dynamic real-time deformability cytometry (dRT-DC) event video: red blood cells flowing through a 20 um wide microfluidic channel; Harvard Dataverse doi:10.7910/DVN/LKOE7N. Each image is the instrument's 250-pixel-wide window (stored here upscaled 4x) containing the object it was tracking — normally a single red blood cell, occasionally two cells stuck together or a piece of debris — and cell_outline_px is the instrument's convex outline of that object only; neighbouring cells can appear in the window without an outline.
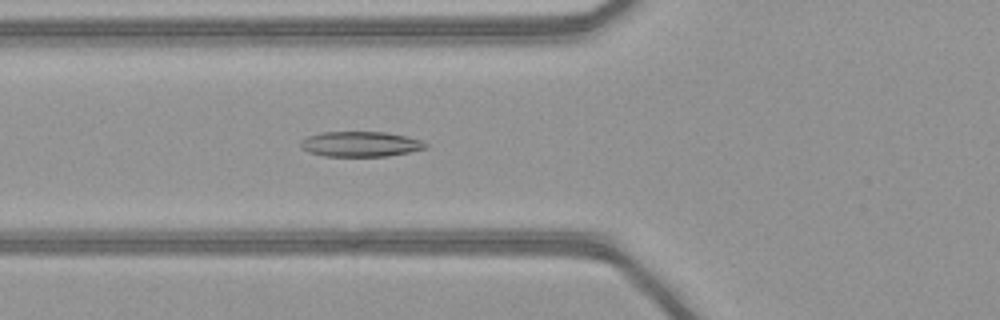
{"species": "common noctule bat (a hibernating species)", "species_latin": "Nyctalus noctula", "temperature_condition": "warm", "stored_images_in_passage": 39, "camera_frame_rate_fps": 3000, "um_per_image_px": 0.085, "animal": {"sex": "female", "body_mass_g": 21.9}, "frame": {"image": 1, "passage_image": 8, "time_ms": 2.333, "image_size_px": [1000, 320], "cell_outline_px": [[428, 148], [388, 156], [324, 156], [308, 152], [300, 148], [300, 140], [308, 136], [320, 132], [384, 132], [404, 136], [420, 140], [428, 144]], "centroid_in_image_um": [30.6, 12.25], "position_along_channel_um": 95.2, "area_um2": 18.38}}
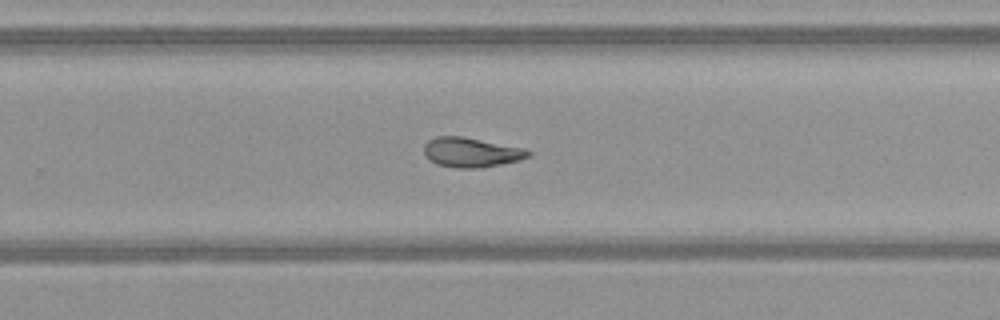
{"frame": {"image": 2, "passage_image": 22, "time_ms": 7.0, "image_size_px": [1000, 320], "cell_outline_px": [[532, 152], [528, 156], [520, 160], [480, 168], [456, 168], [436, 164], [424, 152], [424, 144], [428, 140], [436, 136], [460, 136], [524, 148]], "centroid_in_image_um": [40.04, 12.95], "position_along_channel_um": 289.8, "area_um2": 17.8}}
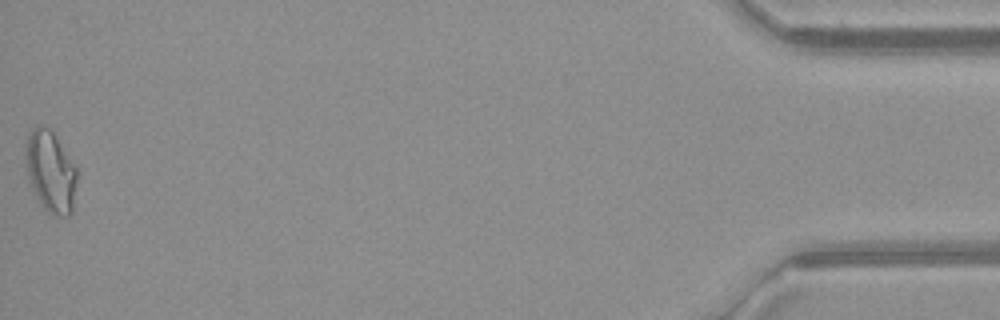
{"frame": {"image": 3, "passage_image": 39, "time_ms": 12.667, "image_size_px": [1000, 320], "cell_outline_px": [[80, 172], [72, 212], [68, 216], [52, 216], [44, 208], [36, 196], [28, 172], [24, 156], [28, 132], [36, 124], [40, 124], [52, 128]], "centroid_in_image_um": [4.35, 14.53], "position_along_channel_um": 430.9, "area_um2": 25.14}, "authors_computed_cell_mechanics": {"area_um2": 18.5538, "velocity_mm_per_s": 4.1544, "shape_relaxation_time_tau1_ms": null, "shape_relaxation_time_tau2_ms": 3.4944, "deformation_change_tau1": null, "deformation_change_tau2": 0.1111}}